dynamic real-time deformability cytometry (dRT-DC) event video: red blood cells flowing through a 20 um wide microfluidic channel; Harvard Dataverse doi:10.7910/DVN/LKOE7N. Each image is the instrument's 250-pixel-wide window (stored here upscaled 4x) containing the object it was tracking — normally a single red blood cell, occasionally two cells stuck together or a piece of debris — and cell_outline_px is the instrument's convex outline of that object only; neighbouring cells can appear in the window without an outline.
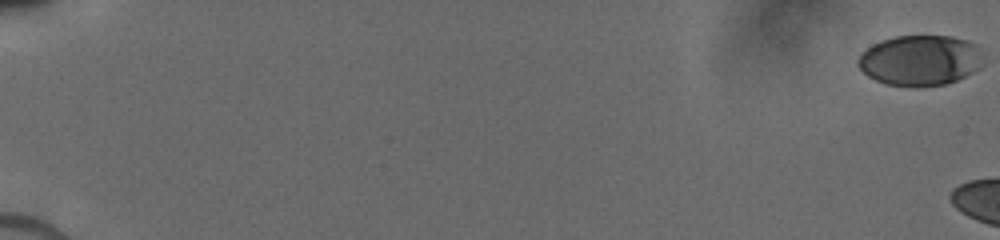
{"species": "human", "species_latin": "Homo sapiens", "temperature_condition": "cold", "stored_images_in_passage": 7, "camera_frame_rate_fps": 3000, "um_per_image_px": 0.085, "donor": {"sex": "male"}, "frame": {"image": 1, "passage_image": 1, "time_ms": 0.0, "image_size_px": [1000, 240], "cell_outline_px": [[984, 64], [980, 68], [956, 80], [944, 84], [916, 88], [884, 84], [868, 76], [856, 64], [860, 56], [872, 44], [880, 40], [896, 36], [952, 36], [968, 40], [976, 44]], "centroid_in_image_um": [78.21, 5.14], "position_along_channel_um": 6.8, "area_um2": 37.05}}